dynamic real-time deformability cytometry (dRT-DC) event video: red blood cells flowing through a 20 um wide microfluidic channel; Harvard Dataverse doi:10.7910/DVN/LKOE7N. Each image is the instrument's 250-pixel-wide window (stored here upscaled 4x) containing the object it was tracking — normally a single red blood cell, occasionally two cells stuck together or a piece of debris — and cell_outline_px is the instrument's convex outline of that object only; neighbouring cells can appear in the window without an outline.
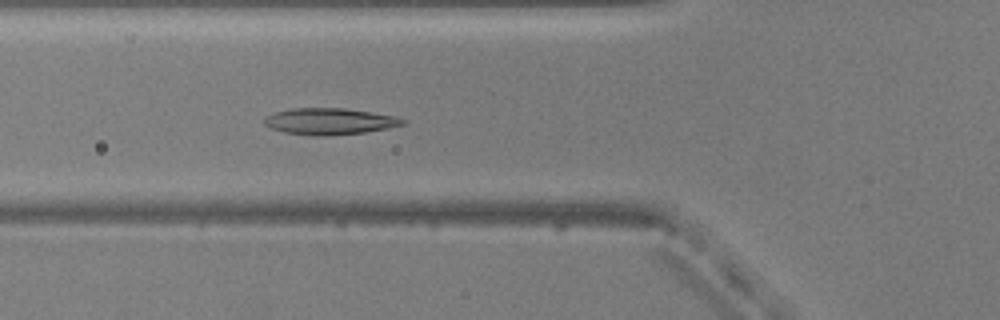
{"species": "common noctule bat (a hibernating species)", "species_latin": "Nyctalus noctula", "temperature_condition": "warm", "stored_images_in_passage": 52, "camera_frame_rate_fps": 3000, "um_per_image_px": 0.085, "animal": {"sex": "male", "body_mass_g": 20.5, "forearm_length_mm": 52.5}, "frame": {"image": 1, "passage_image": 18, "time_ms": 5.667, "image_size_px": [1000, 320], "cell_outline_px": [[408, 124], [388, 128], [364, 132], [324, 136], [316, 136], [284, 132], [272, 128], [264, 124], [264, 116], [276, 112], [292, 108], [344, 108], [372, 112], [392, 116], [408, 120]], "centroid_in_image_um": [28.03, 10.31], "position_along_channel_um": 97.8, "area_um2": 21.33}}
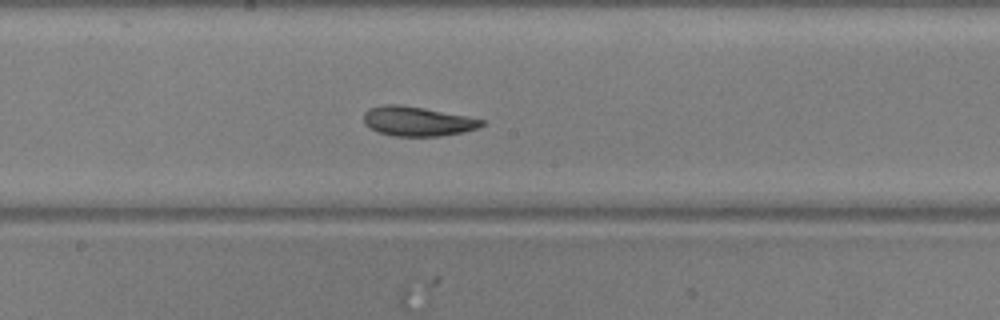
{"frame": {"image": 2, "passage_image": 27, "time_ms": 8.667, "image_size_px": [1000, 320], "cell_outline_px": [[484, 124], [476, 128], [464, 132], [440, 136], [392, 136], [376, 132], [368, 128], [364, 124], [364, 112], [368, 108], [384, 104], [400, 104], [424, 108], [468, 116], [484, 120]], "centroid_in_image_um": [35.42, 10.31], "position_along_channel_um": 212.8, "area_um2": 20.52}}
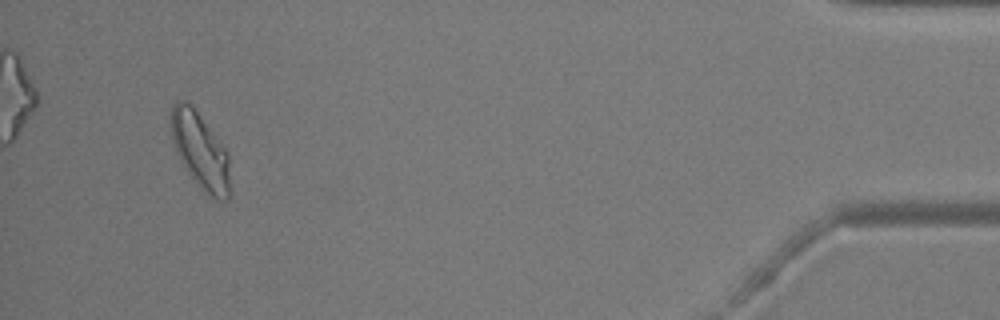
{"frame": {"image": 3, "passage_image": 49, "time_ms": 16.0, "image_size_px": [1000, 320], "cell_outline_px": [[228, 200], [220, 200], [208, 196], [204, 192], [188, 172], [180, 160], [176, 152], [172, 140], [172, 104], [176, 100], [188, 100], [228, 152]], "centroid_in_image_um": [17.0, 12.79], "position_along_channel_um": 418.2, "area_um2": 25.66}, "authors_computed_cell_mechanics": {"area_um2": 21.964, "velocity_mm_per_s": 3.8139, "shape_relaxation_time_tau1_ms": 4.3956, "shape_relaxation_time_tau2_ms": 3.7381, "deformation_change_tau1": 0.1375, "deformation_change_tau2": 0.0943}}